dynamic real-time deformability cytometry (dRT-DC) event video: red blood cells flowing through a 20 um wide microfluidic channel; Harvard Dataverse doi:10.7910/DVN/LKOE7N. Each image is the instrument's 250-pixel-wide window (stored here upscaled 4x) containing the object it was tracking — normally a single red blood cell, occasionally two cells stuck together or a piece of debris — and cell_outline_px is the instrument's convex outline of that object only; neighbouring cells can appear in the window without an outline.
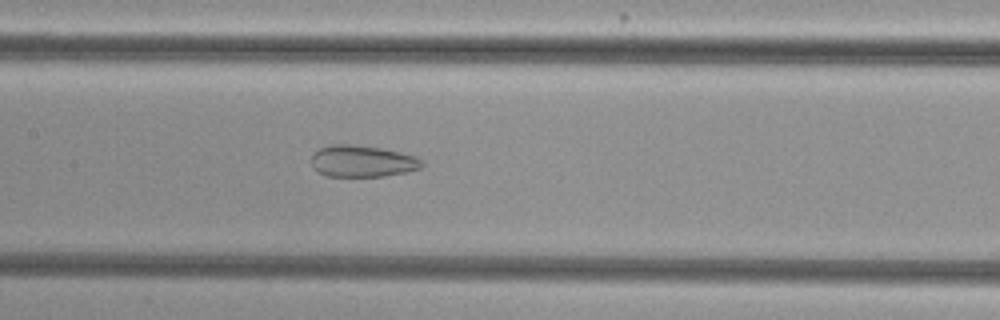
{"species": "common noctule bat (a hibernating species)", "species_latin": "Nyctalus noctula", "temperature_condition": "cold", "stored_images_in_passage": 37, "camera_frame_rate_fps": 3000, "um_per_image_px": 0.085, "animal": {"sex": "female", "body_mass_g": 29.2, "forearm_length_mm": 56.3}, "frame": {"image": 1, "passage_image": 10, "time_ms": 3.0, "image_size_px": [1000, 320], "cell_outline_px": [[424, 164], [420, 168], [408, 172], [384, 176], [328, 176], [320, 172], [312, 164], [312, 152], [320, 148], [332, 144], [352, 144], [380, 148], [400, 152], [416, 156], [424, 160]], "centroid_in_image_um": [30.84, 13.69], "position_along_channel_um": 176.6, "area_um2": 20.4}}
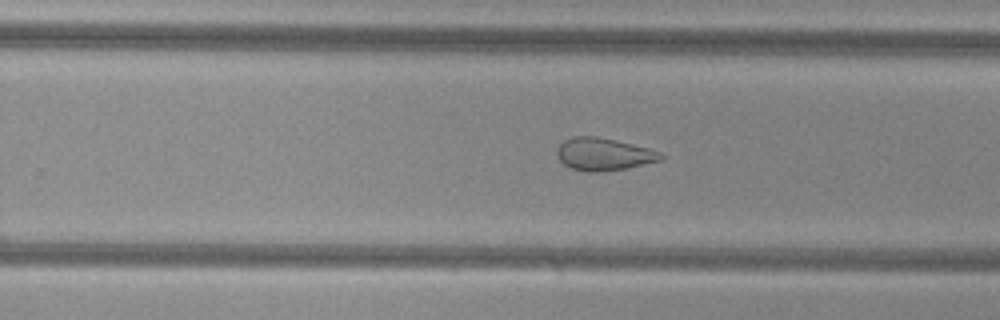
{"frame": {"image": 2, "passage_image": 18, "time_ms": 5.667, "image_size_px": [1000, 320], "cell_outline_px": [[664, 156], [660, 160], [628, 168], [600, 172], [588, 172], [572, 168], [564, 164], [560, 160], [556, 152], [556, 148], [564, 140], [572, 136], [596, 136], [616, 140], [648, 148], [660, 152]], "centroid_in_image_um": [51.29, 13.1], "position_along_channel_um": 278.5, "area_um2": 19.65}}
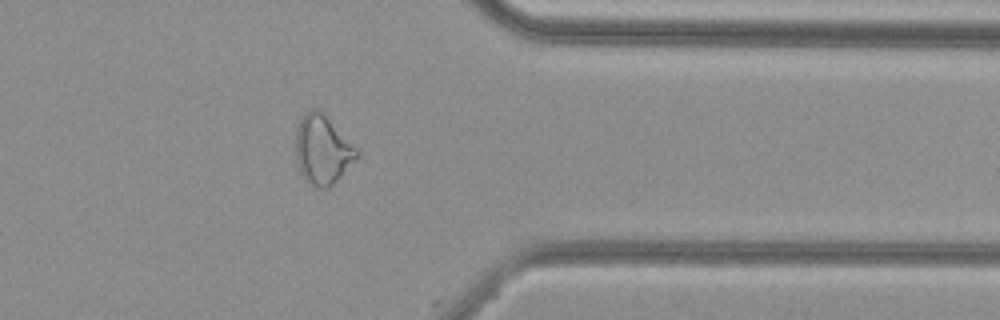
{"frame": {"image": 3, "passage_image": 27, "time_ms": 8.667, "image_size_px": [1000, 320], "cell_outline_px": [[360, 156], [328, 188], [312, 188], [304, 180], [296, 164], [296, 132], [300, 120], [304, 112], [308, 108], [320, 108], [360, 152]], "centroid_in_image_um": [27.39, 12.72], "position_along_channel_um": 384.0, "area_um2": 24.97}, "authors_computed_cell_mechanics": {"area_um2": 22.3686, "velocity_mm_per_s": 3.8308, "shape_relaxation_time_tau1_ms": null, "shape_relaxation_time_tau2_ms": 1.9635, "deformation_change_tau1": null, "deformation_change_tau2": 0.0942}}